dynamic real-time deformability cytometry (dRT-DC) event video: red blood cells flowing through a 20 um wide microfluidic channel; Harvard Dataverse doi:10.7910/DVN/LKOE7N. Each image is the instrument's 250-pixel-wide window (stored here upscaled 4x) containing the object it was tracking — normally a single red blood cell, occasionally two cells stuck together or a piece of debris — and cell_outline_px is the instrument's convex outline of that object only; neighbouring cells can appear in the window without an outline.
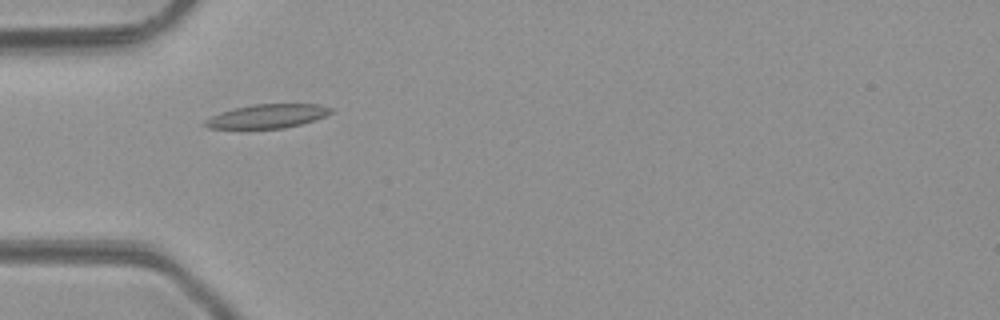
{"species": "common noctule bat (a hibernating species)", "species_latin": "Nyctalus noctula", "temperature_condition": "room temperature", "stored_images_in_passage": 3, "camera_frame_rate_fps": 3000, "um_per_image_px": 0.085, "animal": {"sex": "male", "body_mass_g": 23.1, "forearm_length_mm": 52.7}, "frame": {"image": 1, "passage_image": 1, "time_ms": 0.0, "image_size_px": [1000, 320], "cell_outline_px": [[332, 112], [324, 116], [300, 124], [284, 128], [208, 128], [200, 124], [204, 120], [220, 112], [252, 104], [320, 104], [332, 108]], "centroid_in_image_um": [22.68, 9.87], "position_along_channel_um": 62.3, "area_um2": 17.34}}
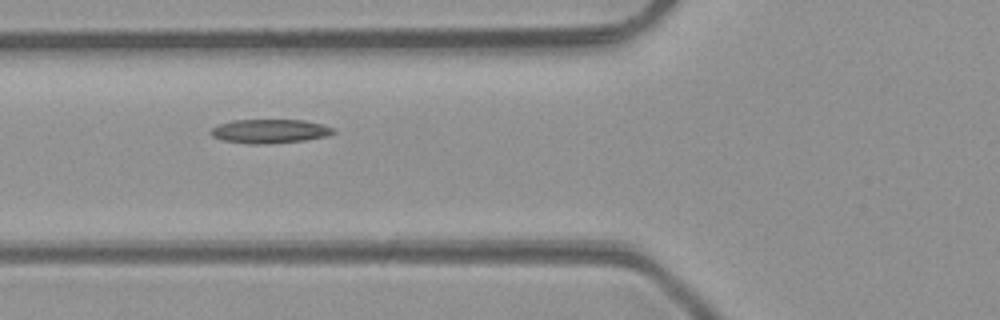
{"frame": {"image": 2, "passage_image": 2, "time_ms": 1.0, "image_size_px": [1000, 320], "cell_outline_px": [[336, 132], [328, 136], [304, 140], [264, 144], [248, 144], [224, 140], [212, 136], [208, 132], [212, 128], [220, 124], [232, 120], [304, 120], [336, 128]], "centroid_in_image_um": [22.94, 11.15], "position_along_channel_um": 102.9, "area_um2": 17.11}}
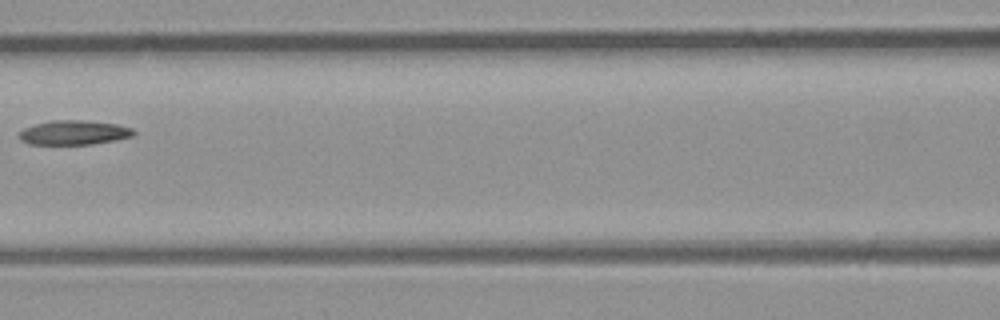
{"frame": {"image": 3, "passage_image": 3, "time_ms": 2.333, "image_size_px": [1000, 320], "cell_outline_px": [[136, 132], [132, 136], [116, 140], [92, 144], [28, 144], [20, 140], [20, 132], [24, 128], [36, 124], [52, 120], [84, 120], [116, 124], [132, 128]], "centroid_in_image_um": [6.29, 11.27], "position_along_channel_um": 160.3, "area_um2": 16.18}}